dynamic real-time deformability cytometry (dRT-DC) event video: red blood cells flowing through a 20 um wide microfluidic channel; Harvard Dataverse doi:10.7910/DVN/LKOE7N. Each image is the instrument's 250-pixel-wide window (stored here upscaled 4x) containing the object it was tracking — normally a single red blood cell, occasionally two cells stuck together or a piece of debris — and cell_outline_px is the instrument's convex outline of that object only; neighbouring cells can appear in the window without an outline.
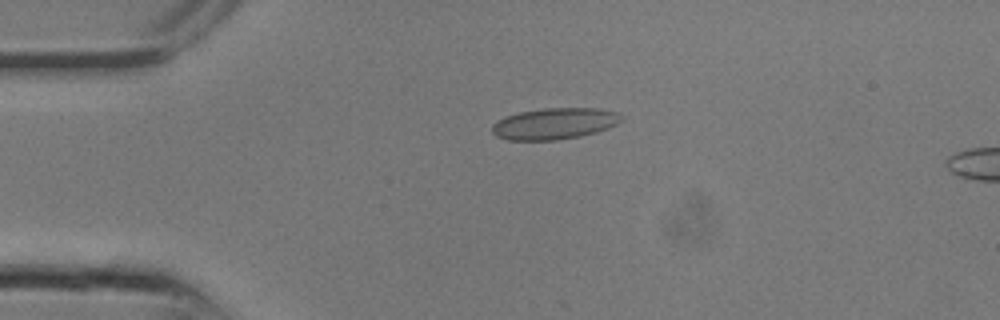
{"species": "common noctule bat (a hibernating species)", "species_latin": "Nyctalus noctula", "temperature_condition": "room temperature", "stored_images_in_passage": 5, "camera_frame_rate_fps": 3000, "um_per_image_px": 0.085, "animal": {"sex": "male", "body_mass_g": 13.3}, "frame": {"image": 1, "passage_image": 3, "time_ms": 0.667, "image_size_px": [1000, 320], "cell_outline_px": [[624, 120], [608, 128], [596, 132], [580, 136], [556, 140], [508, 140], [496, 136], [492, 132], [492, 124], [496, 120], [520, 112], [544, 108], [600, 108], [620, 112], [624, 116]], "centroid_in_image_um": [47.18, 10.5], "position_along_channel_um": 37.8, "area_um2": 23.81}}